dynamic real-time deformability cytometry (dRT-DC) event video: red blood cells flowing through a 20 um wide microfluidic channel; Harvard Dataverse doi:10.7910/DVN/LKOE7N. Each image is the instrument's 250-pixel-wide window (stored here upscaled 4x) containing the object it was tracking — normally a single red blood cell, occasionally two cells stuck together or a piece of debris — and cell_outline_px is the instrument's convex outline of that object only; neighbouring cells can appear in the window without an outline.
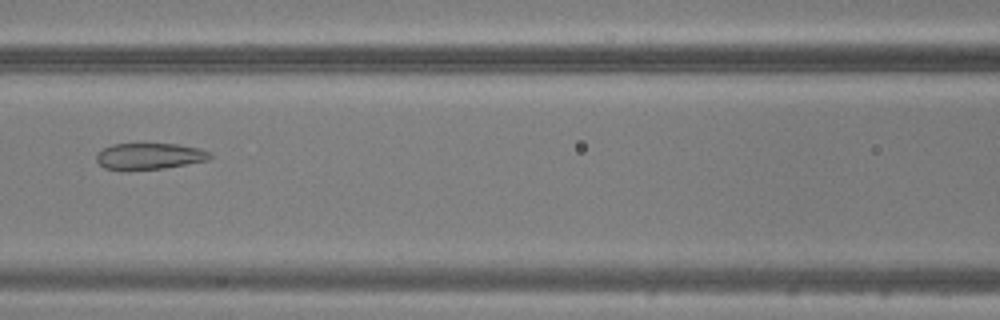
{"species": "common noctule bat (a hibernating species)", "species_latin": "Nyctalus noctula", "temperature_condition": "warm", "stored_images_in_passage": 50, "camera_frame_rate_fps": 3000, "um_per_image_px": 0.085, "animal": {"sex": "male", "body_mass_g": 20.5, "forearm_length_mm": 52.5}, "frame": {"image": 1, "passage_image": 23, "time_ms": 7.333, "image_size_px": [1000, 320], "cell_outline_px": [[212, 156], [208, 160], [164, 168], [128, 172], [104, 168], [96, 160], [96, 152], [112, 144], [176, 144], [200, 148], [212, 152]], "centroid_in_image_um": [12.67, 13.3], "position_along_channel_um": 153.9, "area_um2": 17.86}}
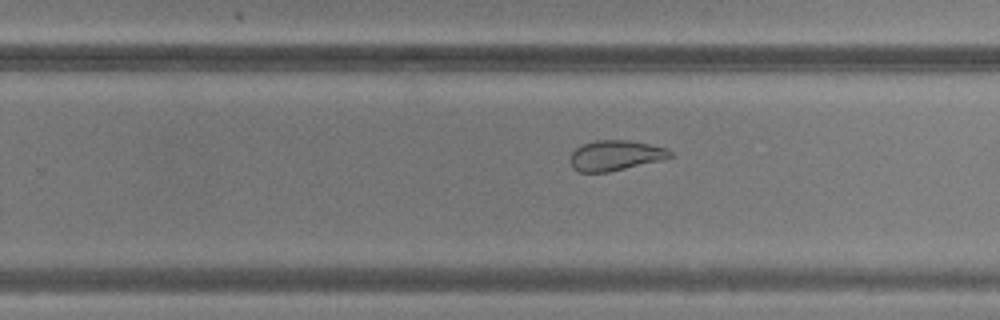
{"frame": {"image": 2, "passage_image": 32, "time_ms": 10.333, "image_size_px": [1000, 320], "cell_outline_px": [[676, 156], [660, 160], [608, 172], [580, 172], [572, 168], [568, 160], [572, 152], [576, 148], [584, 144], [596, 140], [628, 140], [668, 148]], "centroid_in_image_um": [52.3, 13.21], "position_along_channel_um": 277.5, "area_um2": 17.63}}
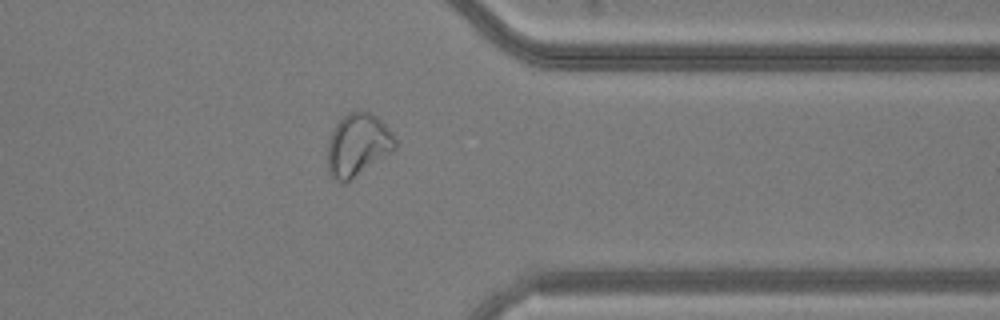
{"frame": {"image": 3, "passage_image": 40, "time_ms": 13.0, "image_size_px": [1000, 320], "cell_outline_px": [[396, 148], [392, 152], [352, 180], [344, 184], [340, 184], [332, 176], [328, 168], [328, 140], [336, 124], [348, 112], [372, 112], [392, 132], [396, 140]], "centroid_in_image_um": [30.42, 12.35], "position_along_channel_um": 381.0, "area_um2": 24.68}}